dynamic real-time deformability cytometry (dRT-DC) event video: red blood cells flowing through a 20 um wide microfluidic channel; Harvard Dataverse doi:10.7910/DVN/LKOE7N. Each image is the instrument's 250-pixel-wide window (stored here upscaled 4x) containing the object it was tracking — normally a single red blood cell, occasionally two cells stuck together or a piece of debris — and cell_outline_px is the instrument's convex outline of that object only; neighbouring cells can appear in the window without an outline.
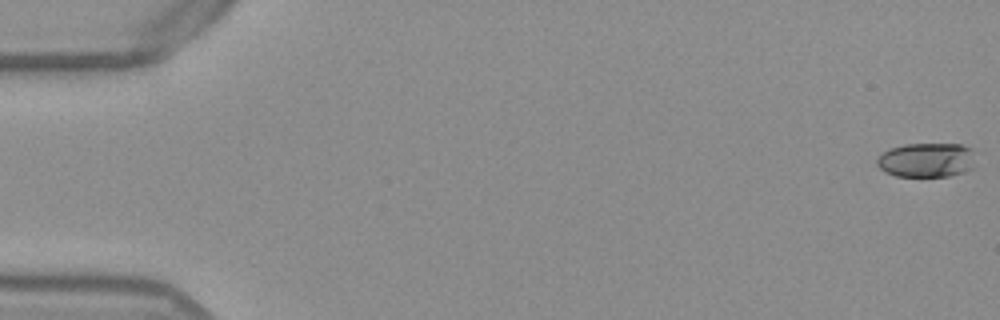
{"species": "Egyptian fruit bat (a non-hibernating species)", "species_latin": "Rousettus aegyptiacus", "temperature_condition": "warm", "stored_images_in_passage": 54, "camera_frame_rate_fps": 3000, "um_per_image_px": 0.085, "frame": {"image": 1, "passage_image": 1, "time_ms": 0.0, "image_size_px": [1000, 320], "cell_outline_px": [[972, 168], [964, 172], [948, 176], [896, 176], [884, 172], [876, 164], [876, 160], [884, 152], [892, 148], [904, 144], [960, 144], [972, 148]], "centroid_in_image_um": [78.73, 13.6], "position_along_channel_um": 6.3, "area_um2": 19.59}}
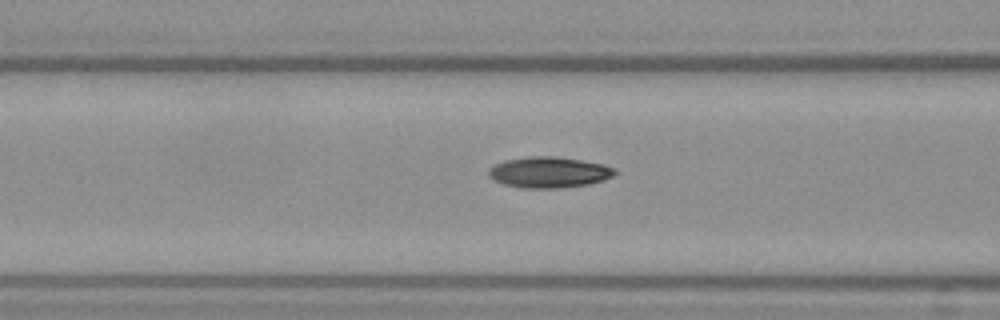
{"frame": {"image": 2, "passage_image": 22, "time_ms": 7.0, "image_size_px": [1000, 320], "cell_outline_px": [[616, 172], [612, 176], [604, 180], [588, 184], [556, 188], [520, 188], [504, 184], [492, 180], [488, 176], [488, 168], [504, 160], [528, 156], [552, 156], [580, 160], [604, 164], [612, 168]], "centroid_in_image_um": [46.6, 14.64], "position_along_channel_um": 120.0, "area_um2": 22.72}}
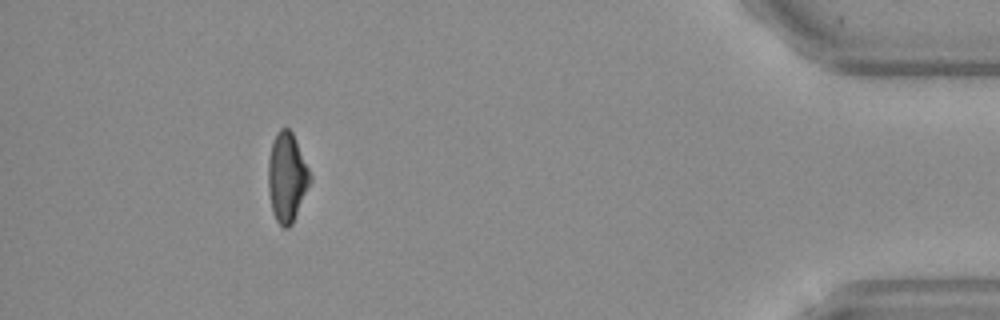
{"frame": {"image": 3, "passage_image": 49, "time_ms": 16.0, "image_size_px": [1000, 320], "cell_outline_px": [[312, 180], [292, 224], [288, 228], [284, 228], [276, 220], [272, 212], [268, 192], [268, 160], [272, 144], [276, 132], [280, 128], [288, 128], [292, 132], [296, 140], [312, 176]], "centroid_in_image_um": [24.39, 15.08], "position_along_channel_um": 410.8, "area_um2": 21.85}, "authors_computed_cell_mechanics": {"area_um2": 21.9929, "velocity_mm_per_s": 3.8681, "shape_relaxation_time_tau1_ms": 6.3618, "shape_relaxation_time_tau2_ms": 3.5358, "deformation_change_tau1": 0.1718, "deformation_change_tau2": 0.0934}}